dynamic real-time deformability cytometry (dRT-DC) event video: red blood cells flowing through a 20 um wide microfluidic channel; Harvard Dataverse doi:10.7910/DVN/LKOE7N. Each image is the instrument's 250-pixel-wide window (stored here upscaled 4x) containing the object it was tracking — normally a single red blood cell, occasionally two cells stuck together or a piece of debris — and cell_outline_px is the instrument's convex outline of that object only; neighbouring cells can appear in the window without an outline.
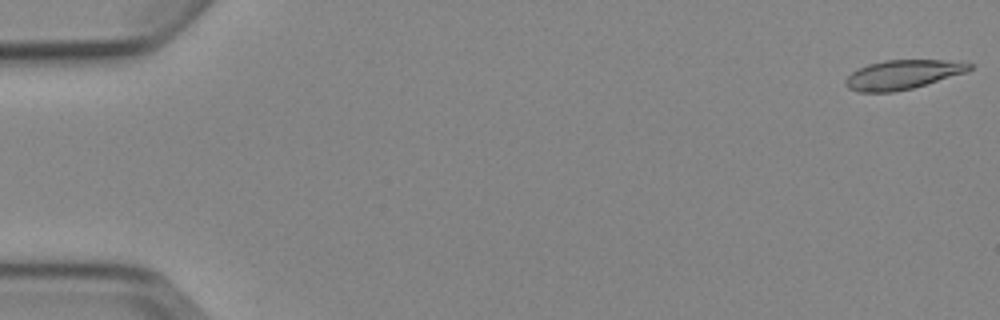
{"species": "Egyptian fruit bat (a non-hibernating species)", "species_latin": "Rousettus aegyptiacus", "temperature_condition": "cold", "stored_images_in_passage": 6, "camera_frame_rate_fps": 3000, "um_per_image_px": 0.085, "animal": {"sex": "female"}, "frame": {"image": 1, "passage_image": 1, "time_ms": 0.0, "image_size_px": [1000, 320], "cell_outline_px": [[972, 68], [968, 72], [912, 88], [892, 92], [860, 92], [848, 88], [844, 84], [844, 80], [852, 72], [868, 64], [884, 60], [944, 60], [972, 64]], "centroid_in_image_um": [76.71, 6.34], "position_along_channel_um": 8.3, "area_um2": 20.98}}
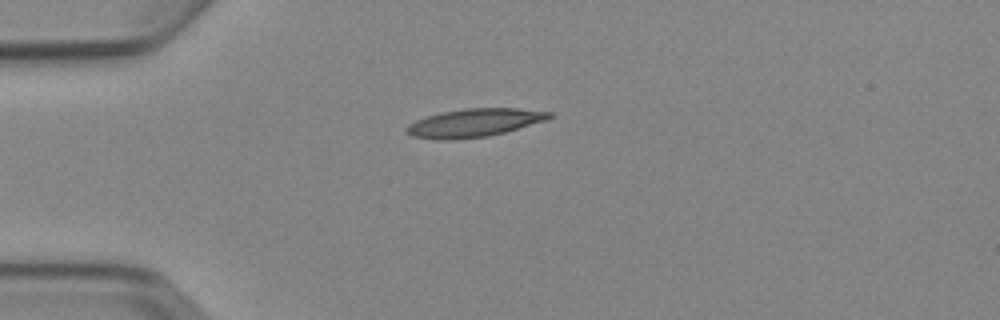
{"frame": {"image": 2, "passage_image": 4, "time_ms": 4.333, "image_size_px": [1000, 320], "cell_outline_px": [[552, 116], [548, 120], [504, 132], [488, 136], [452, 140], [440, 140], [412, 136], [404, 132], [404, 128], [408, 124], [416, 120], [440, 112], [464, 108], [520, 108], [552, 112]], "centroid_in_image_um": [40.29, 10.43], "position_along_channel_um": 44.7, "area_um2": 23.64}}
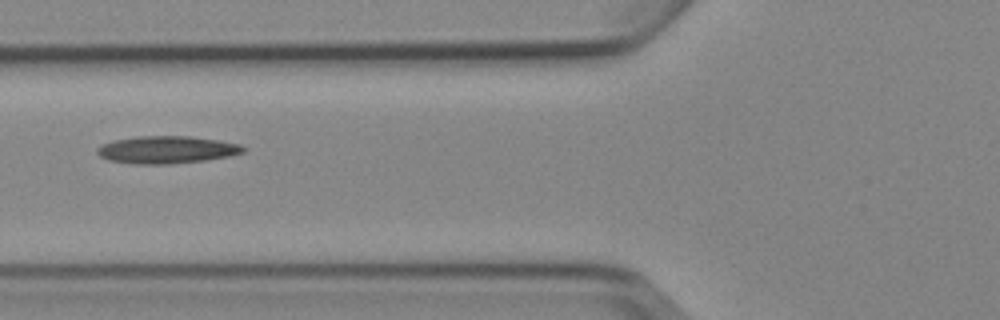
{"frame": {"image": 3, "passage_image": 6, "time_ms": 6.667, "image_size_px": [1000, 320], "cell_outline_px": [[244, 152], [232, 156], [204, 160], [172, 164], [132, 164], [108, 160], [100, 156], [96, 152], [96, 148], [100, 144], [112, 140], [140, 136], [188, 136], [216, 140], [240, 144], [244, 148]], "centroid_in_image_um": [14.12, 12.73], "position_along_channel_um": 111.7, "area_um2": 23.47}}